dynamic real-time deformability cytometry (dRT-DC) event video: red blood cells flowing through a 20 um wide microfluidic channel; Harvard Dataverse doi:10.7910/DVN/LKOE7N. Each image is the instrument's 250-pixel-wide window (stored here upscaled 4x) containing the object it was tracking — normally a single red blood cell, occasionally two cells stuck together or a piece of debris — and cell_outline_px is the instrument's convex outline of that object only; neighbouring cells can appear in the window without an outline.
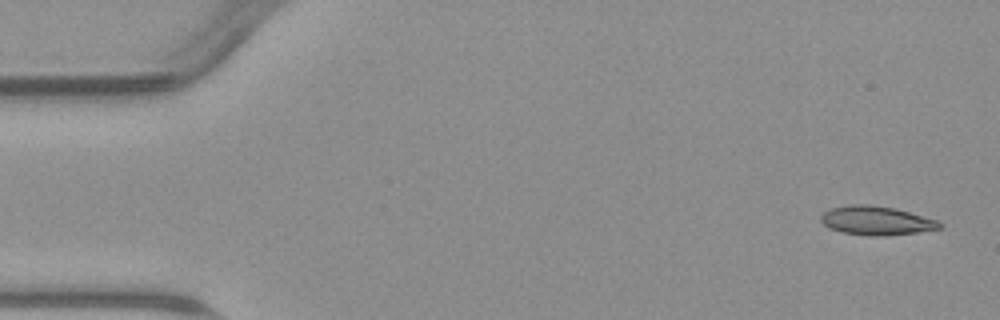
{"species": "common noctule bat (a hibernating species)", "species_latin": "Nyctalus noctula", "temperature_condition": "warm", "stored_images_in_passage": 4, "camera_frame_rate_fps": 3000, "um_per_image_px": 0.085, "animal": {"sex": "male", "body_mass_g": 23.1, "forearm_length_mm": 52.7}, "frame": {"image": 1, "passage_image": 1, "time_ms": 0.0, "image_size_px": [1000, 320], "cell_outline_px": [[944, 228], [888, 236], [868, 236], [840, 232], [828, 228], [820, 220], [820, 216], [824, 212], [832, 208], [848, 204], [868, 204], [896, 208], [936, 220], [944, 224]], "centroid_in_image_um": [74.48, 18.76], "position_along_channel_um": 10.5, "area_um2": 20.23}}
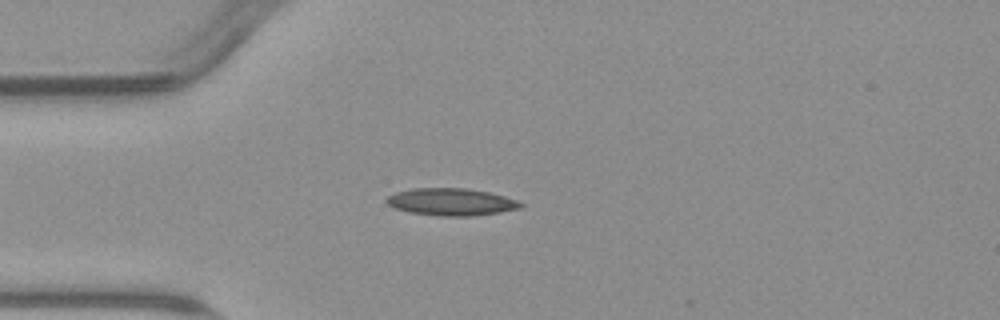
{"frame": {"image": 2, "passage_image": 3, "time_ms": 4.0, "image_size_px": [1000, 320], "cell_outline_px": [[524, 208], [500, 212], [472, 216], [440, 216], [408, 212], [396, 208], [388, 204], [384, 200], [388, 196], [396, 192], [412, 188], [468, 188], [488, 192], [504, 196], [516, 200], [524, 204]], "centroid_in_image_um": [38.37, 17.16], "position_along_channel_um": 46.6, "area_um2": 21.39}}